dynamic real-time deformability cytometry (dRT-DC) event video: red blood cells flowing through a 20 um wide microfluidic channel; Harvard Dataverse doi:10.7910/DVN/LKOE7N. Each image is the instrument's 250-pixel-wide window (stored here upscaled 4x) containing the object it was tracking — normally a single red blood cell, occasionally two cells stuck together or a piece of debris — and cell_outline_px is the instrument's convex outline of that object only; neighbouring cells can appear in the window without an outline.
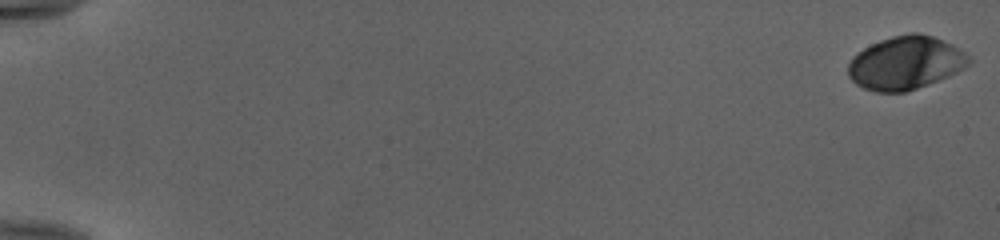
{"species": "human", "species_latin": "Homo sapiens", "temperature_condition": "cold", "stored_images_in_passage": 54, "camera_frame_rate_fps": 3000, "um_per_image_px": 0.085, "donor": {"sex": "female"}, "frame": {"image": 1, "passage_image": 1, "time_ms": 0.0, "image_size_px": [1000, 240], "cell_outline_px": [[972, 60], [964, 68], [948, 76], [928, 84], [904, 92], [876, 92], [864, 88], [856, 84], [848, 76], [848, 64], [852, 56], [856, 52], [880, 40], [892, 36], [908, 32], [920, 32], [932, 36], [952, 44], [964, 52]], "centroid_in_image_um": [76.95, 5.33], "position_along_channel_um": 8.1, "area_um2": 37.45}}
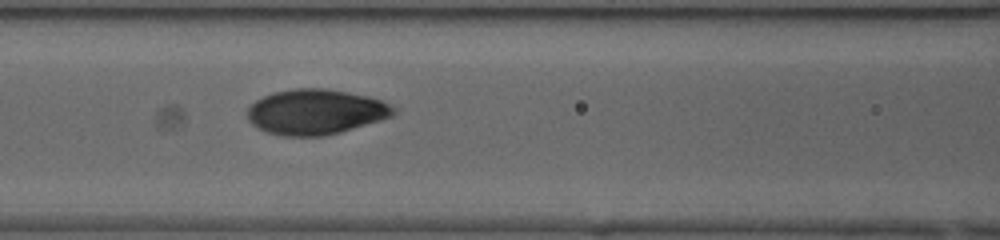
{"frame": {"image": 2, "passage_image": 26, "time_ms": 8.333, "image_size_px": [1000, 240], "cell_outline_px": [[396, 112], [392, 116], [380, 120], [340, 132], [324, 136], [280, 136], [256, 128], [248, 120], [248, 108], [256, 100], [272, 92], [296, 88], [324, 88], [348, 92], [368, 96], [384, 100], [396, 108]], "centroid_in_image_um": [26.84, 9.51], "position_along_channel_um": 139.8, "area_um2": 38.67}}
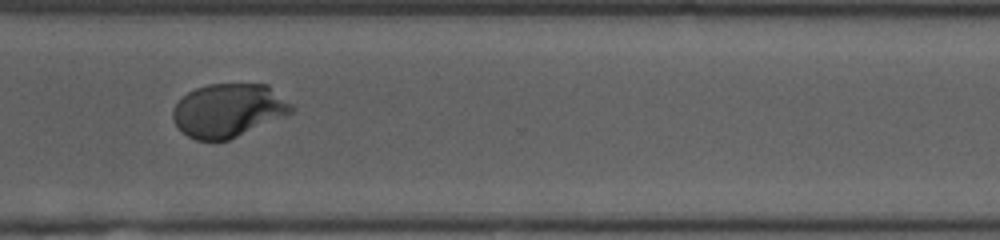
{"frame": {"image": 3, "passage_image": 42, "time_ms": 13.667, "image_size_px": [1000, 240], "cell_outline_px": [[296, 108], [292, 112], [284, 116], [228, 140], [196, 140], [188, 136], [172, 120], [172, 108], [188, 92], [196, 88], [208, 84], [268, 84], [292, 104]], "centroid_in_image_um": [19.42, 9.37], "position_along_channel_um": 351.2, "area_um2": 36.7}, "authors_computed_cell_mechanics": {"area_um2": 36.8475, "velocity_mm_per_s": 3.9778, "shape_relaxation_time_tau1_ms": 3.3169, "shape_relaxation_time_tau2_ms": null, "deformation_change_tau1": 0.1706, "deformation_change_tau2": null}}